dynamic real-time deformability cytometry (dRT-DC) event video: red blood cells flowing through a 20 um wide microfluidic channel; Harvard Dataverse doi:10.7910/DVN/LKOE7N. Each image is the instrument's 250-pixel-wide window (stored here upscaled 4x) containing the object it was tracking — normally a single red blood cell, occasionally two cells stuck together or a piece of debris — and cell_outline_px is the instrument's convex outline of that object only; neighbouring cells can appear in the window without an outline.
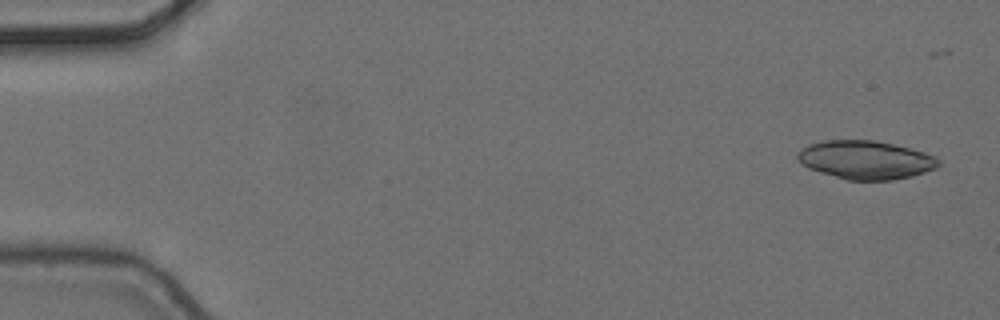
{"species": "common noctule bat (a hibernating species)", "species_latin": "Nyctalus noctula", "temperature_condition": "cold", "stored_images_in_passage": 5, "camera_frame_rate_fps": 3000, "um_per_image_px": 0.085, "animal": {"sex": "female", "body_mass_g": 24.6, "forearm_length_mm": 56.2}, "frame": {"image": 1, "passage_image": 1, "time_ms": 0.0, "image_size_px": [1000, 320], "cell_outline_px": [[940, 164], [936, 168], [912, 176], [892, 180], [848, 180], [820, 172], [808, 168], [800, 164], [796, 156], [800, 148], [808, 144], [824, 140], [876, 140], [924, 152], [936, 156], [940, 160]], "centroid_in_image_um": [73.55, 13.58], "position_along_channel_um": 11.4, "area_um2": 31.73}}